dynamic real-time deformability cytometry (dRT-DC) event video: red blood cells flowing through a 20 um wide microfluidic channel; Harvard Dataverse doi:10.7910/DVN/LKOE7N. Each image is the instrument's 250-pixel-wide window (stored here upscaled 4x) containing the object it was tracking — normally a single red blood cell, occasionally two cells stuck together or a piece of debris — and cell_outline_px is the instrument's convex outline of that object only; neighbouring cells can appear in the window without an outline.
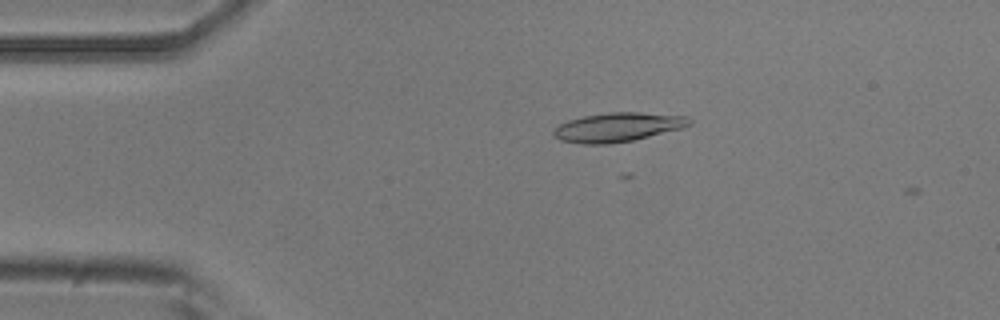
{"species": "common noctule bat (a hibernating species)", "species_latin": "Nyctalus noctula", "temperature_condition": "room temperature", "stored_images_in_passage": 3, "camera_frame_rate_fps": 3000, "um_per_image_px": 0.085, "animal": {"sex": "male", "body_mass_g": 20.5, "forearm_length_mm": 52.5}, "frame": {"image": 1, "passage_image": 1, "time_ms": 0.0, "image_size_px": [1000, 320], "cell_outline_px": [[692, 124], [680, 128], [632, 140], [608, 144], [584, 144], [560, 140], [552, 132], [560, 124], [568, 120], [584, 116], [608, 112], [640, 112], [688, 116], [692, 120]], "centroid_in_image_um": [52.52, 10.8], "position_along_channel_um": 32.5, "area_um2": 22.77}}